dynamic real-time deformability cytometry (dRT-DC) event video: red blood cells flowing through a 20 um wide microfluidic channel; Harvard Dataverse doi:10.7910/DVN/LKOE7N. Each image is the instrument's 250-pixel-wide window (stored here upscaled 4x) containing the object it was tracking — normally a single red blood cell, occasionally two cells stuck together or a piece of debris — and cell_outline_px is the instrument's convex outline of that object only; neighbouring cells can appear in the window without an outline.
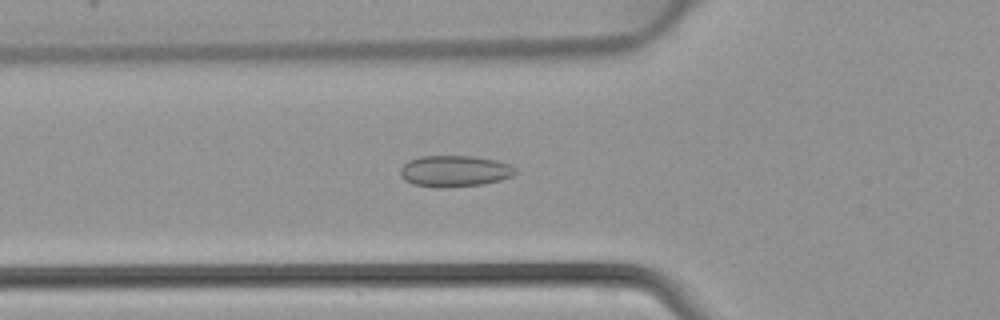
{"species": "common noctule bat (a hibernating species)", "species_latin": "Nyctalus noctula", "temperature_condition": "warm", "stored_images_in_passage": 45, "camera_frame_rate_fps": 3000, "um_per_image_px": 0.085, "animal": {"sex": "female", "body_mass_g": 22.7, "forearm_length_mm": 54.2}, "frame": {"image": 1, "passage_image": 16, "time_ms": 5.0, "image_size_px": [1000, 320], "cell_outline_px": [[516, 172], [512, 176], [500, 180], [480, 184], [440, 188], [436, 188], [412, 184], [404, 180], [400, 176], [400, 168], [408, 160], [420, 156], [472, 156], [496, 160], [508, 164], [516, 168]], "centroid_in_image_um": [38.59, 14.54], "position_along_channel_um": 87.2, "area_um2": 21.04}}
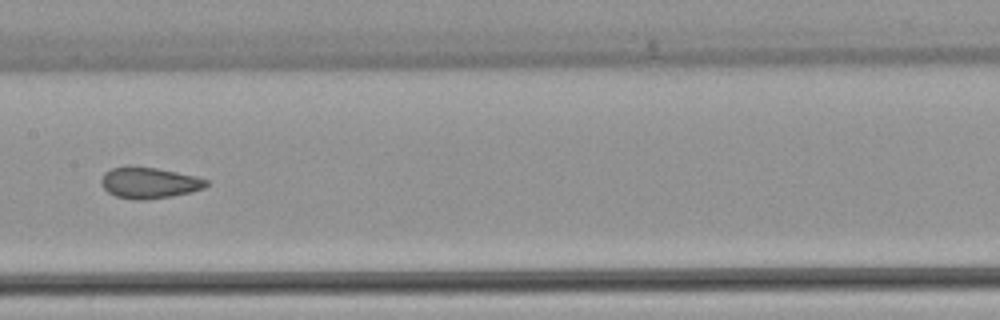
{"frame": {"image": 2, "passage_image": 23, "time_ms": 7.333, "image_size_px": [1000, 320], "cell_outline_px": [[208, 184], [204, 188], [192, 192], [172, 196], [144, 200], [136, 200], [116, 196], [108, 192], [100, 184], [100, 180], [104, 172], [112, 168], [156, 168], [196, 176], [208, 180]], "centroid_in_image_um": [12.69, 15.57], "position_along_channel_um": 194.7, "area_um2": 18.73}}
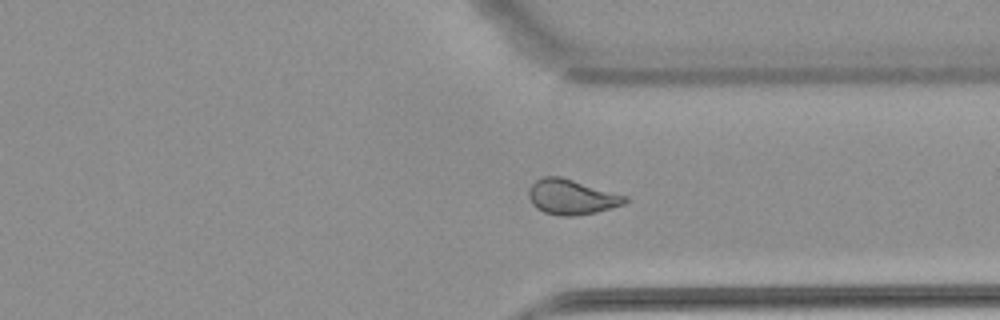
{"frame": {"image": 3, "passage_image": 34, "time_ms": 11.0, "image_size_px": [1000, 320], "cell_outline_px": [[628, 200], [624, 204], [596, 212], [576, 216], [560, 216], [544, 212], [536, 208], [532, 204], [528, 196], [528, 188], [536, 180], [544, 176], [560, 176], [628, 196]], "centroid_in_image_um": [48.56, 16.74], "position_along_channel_um": 362.8, "area_um2": 19.77}}